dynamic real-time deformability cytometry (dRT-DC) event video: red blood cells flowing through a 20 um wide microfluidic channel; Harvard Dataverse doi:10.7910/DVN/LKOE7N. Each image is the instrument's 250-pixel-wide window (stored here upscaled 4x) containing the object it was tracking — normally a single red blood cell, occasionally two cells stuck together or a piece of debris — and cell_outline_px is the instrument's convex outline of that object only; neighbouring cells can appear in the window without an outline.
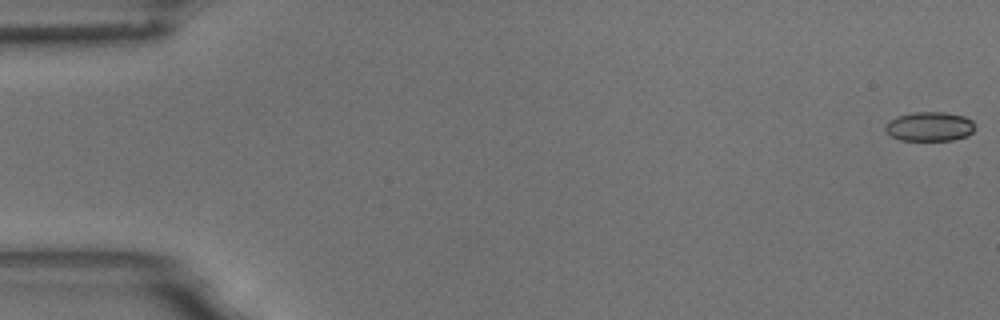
{"species": "common noctule bat (a hibernating species)", "species_latin": "Nyctalus noctula", "temperature_condition": "room temperature", "stored_images_in_passage": 56, "camera_frame_rate_fps": 3000, "um_per_image_px": 0.085, "animal": {"sex": "male", "body_mass_g": 18.8}, "frame": {"image": 1, "passage_image": 1, "time_ms": 0.0, "image_size_px": [1000, 320], "cell_outline_px": [[976, 128], [968, 136], [952, 140], [900, 140], [892, 136], [884, 128], [888, 120], [896, 116], [912, 112], [948, 112], [964, 116], [972, 120]], "centroid_in_image_um": [79.03, 10.74], "position_along_channel_um": 6.0, "area_um2": 15.49}}
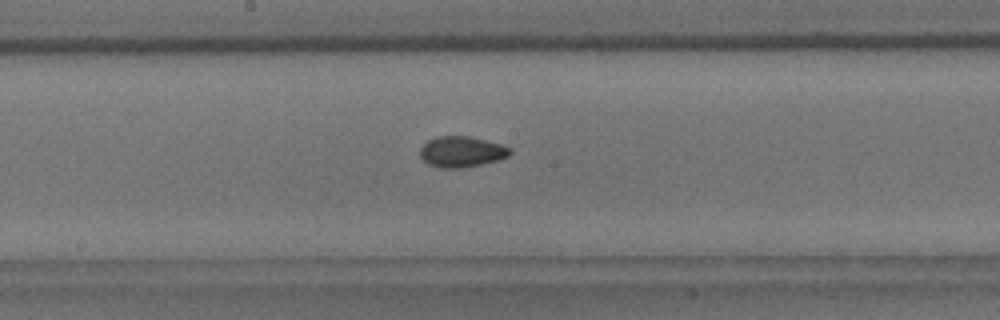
{"frame": {"image": 2, "passage_image": 30, "time_ms": 9.667, "image_size_px": [1000, 320], "cell_outline_px": [[512, 152], [508, 156], [500, 160], [460, 168], [436, 168], [428, 164], [420, 156], [420, 148], [428, 140], [436, 136], [468, 136], [500, 144], [512, 148]], "centroid_in_image_um": [39.23, 12.9], "position_along_channel_um": 209.0, "area_um2": 16.18}}
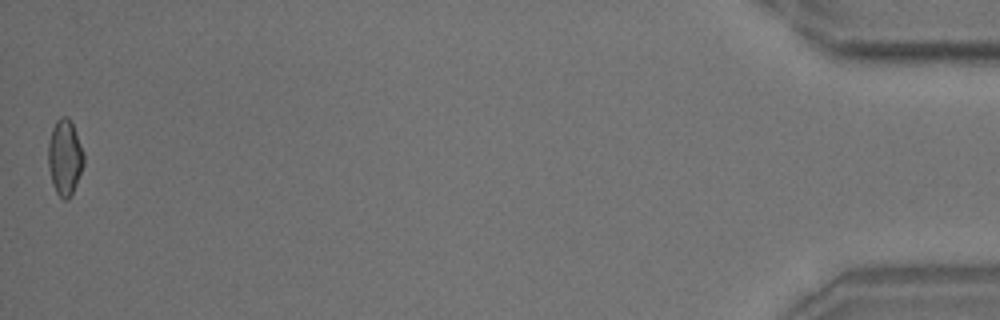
{"frame": {"image": 3, "passage_image": 56, "time_ms": 18.333, "image_size_px": [1000, 320], "cell_outline_px": [[84, 164], [76, 184], [68, 200], [64, 200], [56, 192], [52, 184], [48, 168], [48, 144], [52, 128], [56, 120], [60, 116], [68, 116], [72, 124], [84, 156]], "centroid_in_image_um": [5.48, 13.38], "position_along_channel_um": 429.7, "area_um2": 15.55}, "authors_computed_cell_mechanics": {"area_um2": 15.8372, "velocity_mm_per_s": 3.6408, "shape_relaxation_time_tau1_ms": null, "shape_relaxation_time_tau2_ms": 2.4505, "deformation_change_tau1": null, "deformation_change_tau2": 0.0697}}